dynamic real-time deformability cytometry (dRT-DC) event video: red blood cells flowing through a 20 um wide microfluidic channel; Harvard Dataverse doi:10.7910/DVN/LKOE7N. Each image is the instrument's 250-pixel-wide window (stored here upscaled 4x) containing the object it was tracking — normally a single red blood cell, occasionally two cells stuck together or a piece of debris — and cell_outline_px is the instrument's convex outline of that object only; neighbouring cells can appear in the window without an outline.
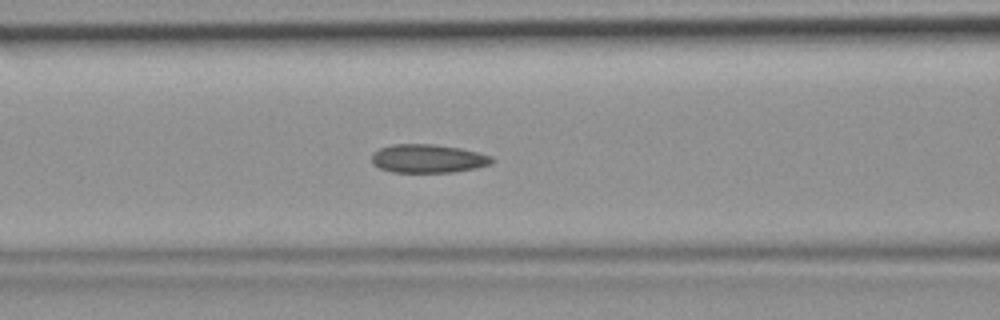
{"species": "common noctule bat (a hibernating species)", "species_latin": "Nyctalus noctula", "temperature_condition": "room temperature", "stored_images_in_passage": 35, "camera_frame_rate_fps": 3000, "um_per_image_px": 0.085, "animal": {"sex": "female", "body_mass_g": 19.9}, "frame": {"image": 1, "passage_image": 16, "time_ms": 5.0, "image_size_px": [1000, 320], "cell_outline_px": [[496, 160], [492, 164], [476, 168], [452, 172], [392, 172], [380, 168], [372, 164], [372, 152], [380, 148], [392, 144], [432, 144], [460, 148], [492, 156]], "centroid_in_image_um": [36.38, 13.48], "position_along_channel_um": 130.2, "area_um2": 20.06}}
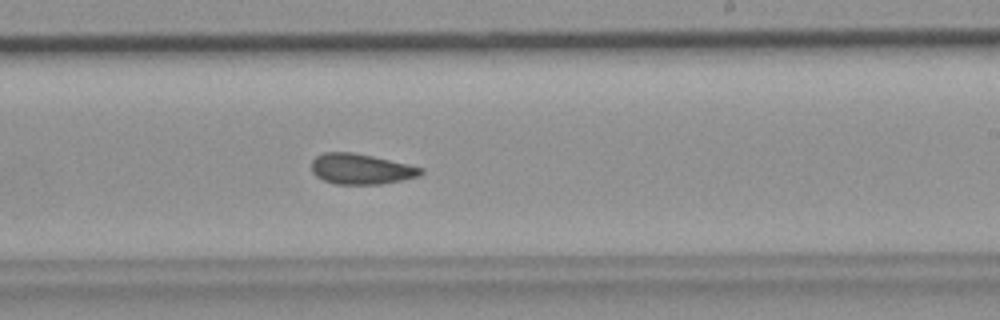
{"frame": {"image": 2, "passage_image": 25, "time_ms": 8.0, "image_size_px": [1000, 320], "cell_outline_px": [[424, 172], [420, 176], [380, 184], [336, 184], [324, 180], [316, 176], [312, 172], [312, 160], [316, 156], [324, 152], [356, 152], [408, 164], [424, 168]], "centroid_in_image_um": [30.69, 14.35], "position_along_channel_um": 258.3, "area_um2": 19.48}}